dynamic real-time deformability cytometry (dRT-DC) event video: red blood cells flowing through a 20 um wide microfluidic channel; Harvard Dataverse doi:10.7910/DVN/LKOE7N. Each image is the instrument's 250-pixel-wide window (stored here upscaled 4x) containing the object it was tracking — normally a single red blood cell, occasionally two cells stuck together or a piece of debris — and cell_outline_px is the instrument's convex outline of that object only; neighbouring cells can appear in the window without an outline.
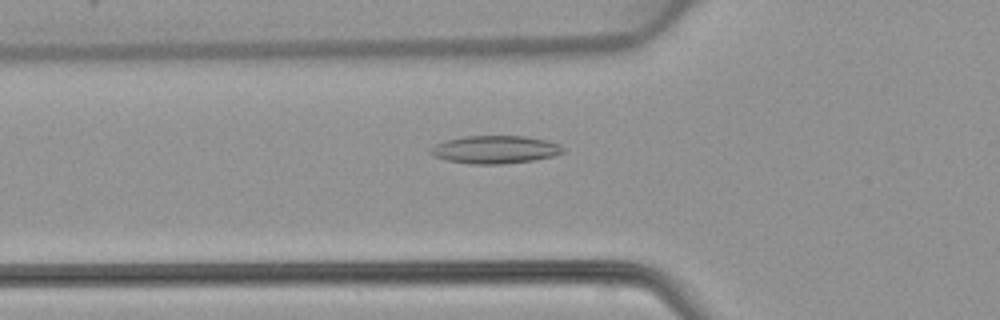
{"species": "common noctule bat (a hibernating species)", "species_latin": "Nyctalus noctula", "temperature_condition": "warm", "stored_images_in_passage": 48, "camera_frame_rate_fps": 3000, "um_per_image_px": 0.085, "animal": {"sex": "female", "body_mass_g": 22.7, "forearm_length_mm": 54.2}, "frame": {"image": 1, "passage_image": 17, "time_ms": 5.333, "image_size_px": [1000, 320], "cell_outline_px": [[564, 152], [556, 156], [536, 160], [504, 164], [468, 164], [448, 160], [432, 156], [428, 152], [428, 148], [444, 140], [464, 136], [524, 136], [548, 140], [560, 144], [564, 148]], "centroid_in_image_um": [42.08, 12.72], "position_along_channel_um": 83.7, "area_um2": 21.96}}
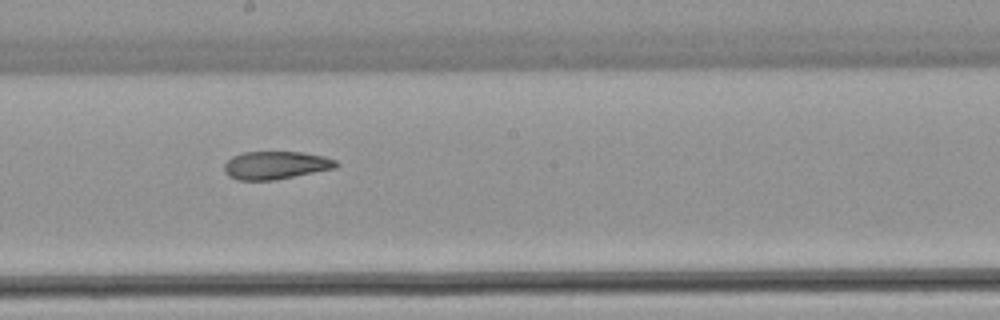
{"frame": {"image": 2, "passage_image": 27, "time_ms": 8.667, "image_size_px": [1000, 320], "cell_outline_px": [[340, 164], [336, 168], [276, 180], [236, 180], [228, 176], [224, 172], [224, 164], [232, 156], [244, 152], [300, 152], [324, 156], [336, 160]], "centroid_in_image_um": [23.44, 14.05], "position_along_channel_um": 224.8, "area_um2": 18.38}}
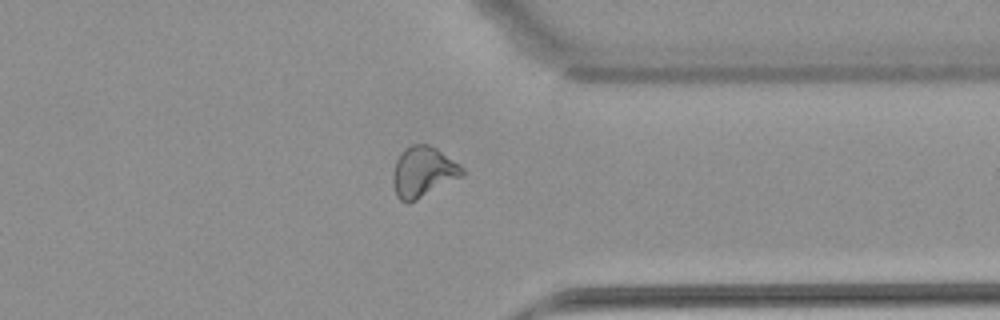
{"frame": {"image": 3, "passage_image": 38, "time_ms": 12.333, "image_size_px": [1000, 320], "cell_outline_px": [[464, 172], [460, 176], [416, 200], [408, 204], [400, 200], [396, 196], [392, 180], [392, 172], [396, 160], [400, 152], [404, 148], [412, 144], [428, 144], [436, 148], [464, 168]], "centroid_in_image_um": [35.89, 14.6], "position_along_channel_um": 375.5, "area_um2": 20.17}}